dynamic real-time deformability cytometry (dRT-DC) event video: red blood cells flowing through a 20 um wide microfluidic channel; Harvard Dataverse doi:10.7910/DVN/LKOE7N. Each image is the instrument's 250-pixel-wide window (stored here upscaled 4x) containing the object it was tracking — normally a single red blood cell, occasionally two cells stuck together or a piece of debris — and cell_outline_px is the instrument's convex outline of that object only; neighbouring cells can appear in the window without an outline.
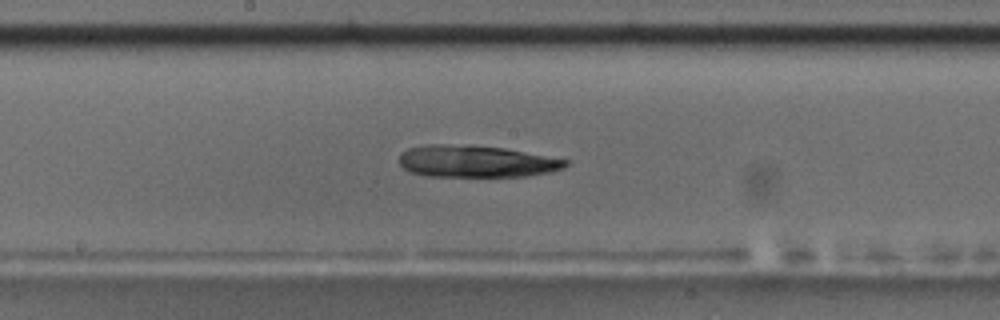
{"species": "common noctule bat (a hibernating species)", "species_latin": "Nyctalus noctula", "temperature_condition": "room temperature", "stored_images_in_passage": 45, "camera_frame_rate_fps": 3000, "um_per_image_px": 0.085, "animal": {"sex": "male", "body_mass_g": 17.5, "forearm_length_mm": 52.3}, "frame": {"image": 1, "passage_image": 20, "time_ms": 6.333, "image_size_px": [1000, 320], "cell_outline_px": [[568, 164], [564, 168], [552, 172], [524, 176], [428, 176], [408, 172], [400, 164], [400, 152], [408, 148], [424, 144], [444, 144], [504, 148], [568, 160]], "centroid_in_image_um": [40.44, 13.72], "position_along_channel_um": 207.8, "area_um2": 30.81}}